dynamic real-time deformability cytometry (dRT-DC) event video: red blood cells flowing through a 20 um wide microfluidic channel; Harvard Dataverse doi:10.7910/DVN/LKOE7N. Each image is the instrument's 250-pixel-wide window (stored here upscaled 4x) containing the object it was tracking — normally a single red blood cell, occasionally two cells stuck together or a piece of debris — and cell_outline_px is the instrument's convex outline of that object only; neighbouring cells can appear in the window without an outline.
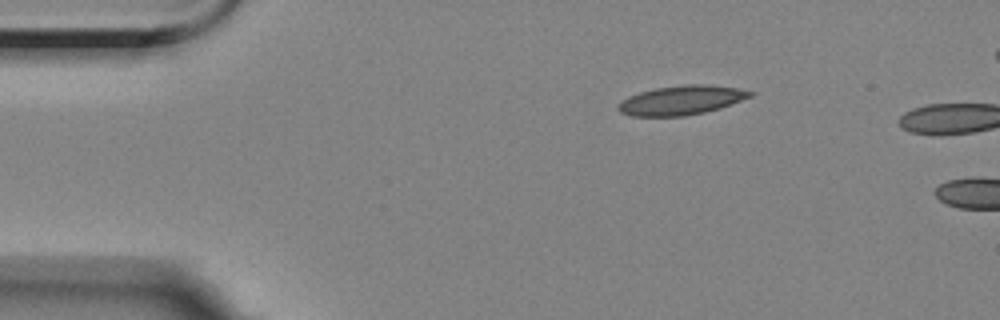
{"species": "Egyptian fruit bat (a non-hibernating species)", "species_latin": "Rousettus aegyptiacus", "temperature_condition": "room temperature", "stored_images_in_passage": 3, "camera_frame_rate_fps": 3000, "um_per_image_px": 0.085, "animal": {"sex": "female"}, "frame": {"image": 1, "passage_image": 1, "time_ms": 0.0, "image_size_px": [1000, 320], "cell_outline_px": [[756, 92], [752, 96], [720, 108], [704, 112], [684, 116], [632, 116], [620, 112], [616, 108], [616, 104], [628, 96], [640, 92], [656, 88], [684, 84], [708, 84], [736, 88]], "centroid_in_image_um": [57.89, 8.51], "position_along_channel_um": 27.1, "area_um2": 22.54}}